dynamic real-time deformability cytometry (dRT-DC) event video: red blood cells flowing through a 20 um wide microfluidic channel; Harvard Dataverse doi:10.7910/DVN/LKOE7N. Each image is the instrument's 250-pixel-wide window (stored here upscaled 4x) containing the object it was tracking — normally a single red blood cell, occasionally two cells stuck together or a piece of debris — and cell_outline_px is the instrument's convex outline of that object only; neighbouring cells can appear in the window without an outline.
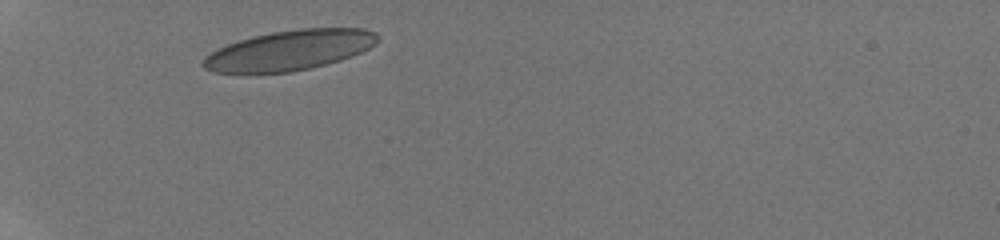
{"species": "human", "species_latin": "Homo sapiens", "temperature_condition": "room temperature", "stored_images_in_passage": 2, "camera_frame_rate_fps": 3000, "um_per_image_px": 0.085, "donor": {"sex": "male"}, "frame": {"image": 1, "passage_image": 1, "time_ms": 0.0, "image_size_px": [1000, 240], "cell_outline_px": [[380, 36], [376, 44], [352, 56], [340, 60], [292, 72], [212, 72], [204, 68], [200, 64], [204, 56], [228, 44], [252, 36], [272, 32], [300, 28], [364, 28], [376, 32]], "centroid_in_image_um": [24.63, 4.26], "position_along_channel_um": 60.4, "area_um2": 40.46}}